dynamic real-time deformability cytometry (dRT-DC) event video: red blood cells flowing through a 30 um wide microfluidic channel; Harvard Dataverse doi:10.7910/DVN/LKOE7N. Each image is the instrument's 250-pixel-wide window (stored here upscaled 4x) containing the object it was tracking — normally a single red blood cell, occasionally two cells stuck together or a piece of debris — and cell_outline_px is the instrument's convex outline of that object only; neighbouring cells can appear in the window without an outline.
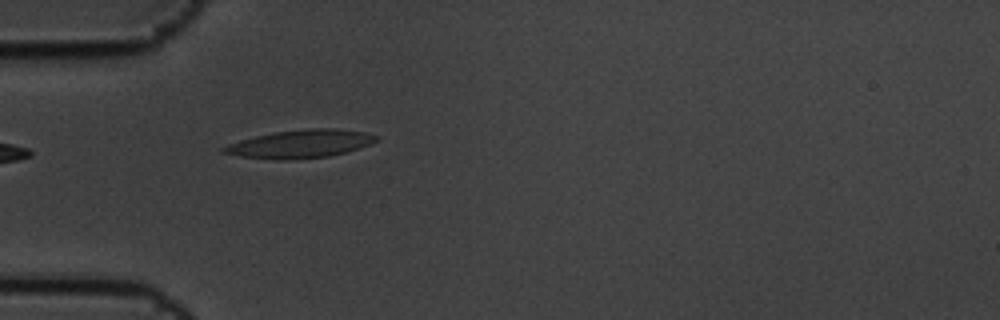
{"species": "common noctule bat (a hibernating species)", "species_latin": "Nyctalus noctula", "temperature_condition": "cold", "stored_images_in_passage": 3, "camera_frame_rate_fps": 3000, "um_per_image_px": 0.085, "animal": {"sex": "male", "body_mass_g": 19.5, "forearm_length_mm": 54.6}, "frame": {"image": 1, "passage_image": 3, "time_ms": 0.667, "image_size_px": [1000, 320], "cell_outline_px": [[380, 140], [360, 148], [328, 156], [288, 160], [280, 160], [240, 156], [220, 152], [220, 148], [228, 144], [240, 140], [256, 136], [276, 132], [308, 128], [336, 128], [364, 132], [380, 136]], "centroid_in_image_um": [25.55, 12.23], "position_along_channel_um": 59.5, "area_um2": 24.97}}